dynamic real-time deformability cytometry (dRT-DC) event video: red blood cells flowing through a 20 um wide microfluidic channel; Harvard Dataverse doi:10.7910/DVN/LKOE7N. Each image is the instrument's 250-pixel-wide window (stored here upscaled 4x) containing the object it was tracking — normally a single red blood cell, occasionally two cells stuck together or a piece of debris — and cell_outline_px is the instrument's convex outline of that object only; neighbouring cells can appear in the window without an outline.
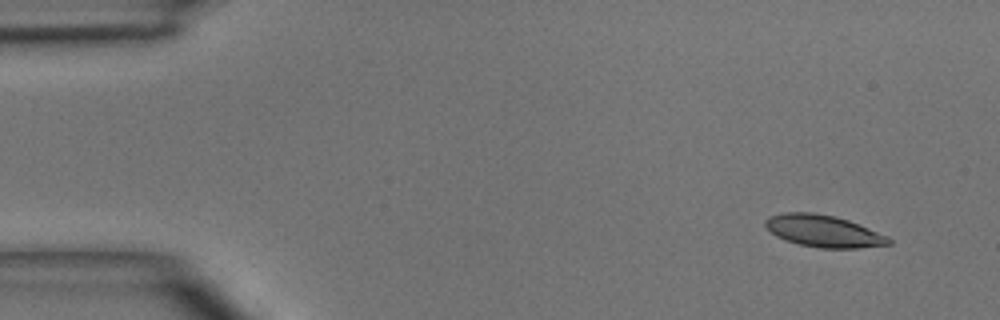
{"species": "common noctule bat (a hibernating species)", "species_latin": "Nyctalus noctula", "temperature_condition": "room temperature", "stored_images_in_passage": 4, "camera_frame_rate_fps": 3000, "um_per_image_px": 0.085, "animal": {"sex": "male", "body_mass_g": 15.6}, "frame": {"image": 1, "passage_image": 1, "time_ms": 0.0, "image_size_px": [1000, 320], "cell_outline_px": [[892, 244], [860, 248], [820, 248], [800, 244], [784, 240], [776, 236], [764, 224], [764, 220], [768, 216], [784, 212], [812, 212], [836, 216], [848, 220], [888, 236], [892, 240]], "centroid_in_image_um": [69.99, 19.63], "position_along_channel_um": 15.0, "area_um2": 23.06}}
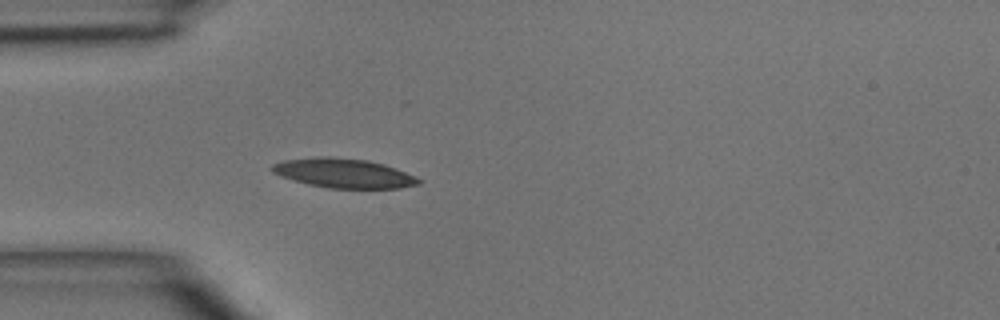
{"frame": {"image": 2, "passage_image": 4, "time_ms": 3.333, "image_size_px": [1000, 320], "cell_outline_px": [[424, 180], [420, 184], [400, 188], [328, 188], [308, 184], [292, 180], [280, 176], [272, 172], [268, 168], [272, 164], [284, 160], [316, 156], [332, 156], [368, 160], [384, 164]], "centroid_in_image_um": [29.17, 14.71], "position_along_channel_um": 55.8, "area_um2": 25.32}}